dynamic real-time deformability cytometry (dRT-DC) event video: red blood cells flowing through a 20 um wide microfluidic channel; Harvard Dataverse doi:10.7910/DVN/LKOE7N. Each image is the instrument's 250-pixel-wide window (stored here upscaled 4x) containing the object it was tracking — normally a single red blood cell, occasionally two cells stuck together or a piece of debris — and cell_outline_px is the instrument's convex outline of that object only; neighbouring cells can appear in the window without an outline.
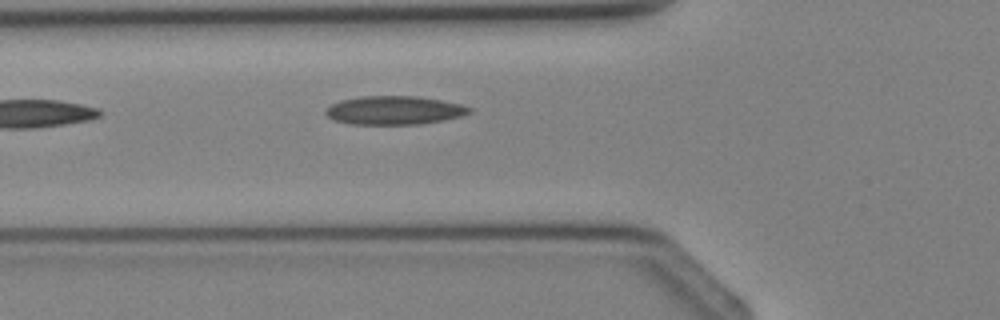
{"species": "Egyptian fruit bat (a non-hibernating species)", "species_latin": "Rousettus aegyptiacus", "temperature_condition": "cold", "stored_images_in_passage": 5, "camera_frame_rate_fps": 3000, "um_per_image_px": 0.085, "animal": {"sex": "female"}, "frame": {"image": 1, "passage_image": 5, "time_ms": 4.667, "image_size_px": [1000, 320], "cell_outline_px": [[472, 112], [464, 116], [444, 120], [420, 124], [352, 124], [332, 120], [324, 112], [324, 108], [340, 100], [360, 96], [416, 96], [440, 100], [460, 104], [472, 108]], "centroid_in_image_um": [33.5, 9.37], "position_along_channel_um": 92.3, "area_um2": 24.1}}